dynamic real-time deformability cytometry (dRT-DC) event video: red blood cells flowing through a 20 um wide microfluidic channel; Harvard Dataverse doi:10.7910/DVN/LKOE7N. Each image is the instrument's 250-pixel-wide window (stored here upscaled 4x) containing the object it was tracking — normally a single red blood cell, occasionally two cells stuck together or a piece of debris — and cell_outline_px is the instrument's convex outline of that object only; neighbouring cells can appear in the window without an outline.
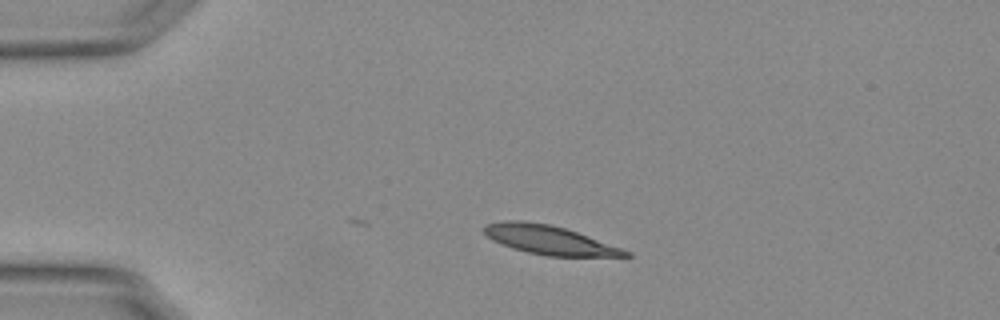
{"species": "Egyptian fruit bat (a non-hibernating species)", "species_latin": "Rousettus aegyptiacus", "temperature_condition": "warm", "stored_images_in_passage": 7, "camera_frame_rate_fps": 3000, "um_per_image_px": 0.085, "animal": {"sex": "female"}, "frame": {"image": 1, "passage_image": 1, "time_ms": 0.0, "image_size_px": [1000, 320], "cell_outline_px": [[632, 256], [548, 256], [528, 252], [512, 248], [500, 244], [492, 240], [484, 232], [484, 224], [508, 220], [520, 220], [548, 224], [564, 228], [588, 236], [632, 252]], "centroid_in_image_um": [46.66, 20.39], "position_along_channel_um": 38.3, "area_um2": 23.52}}